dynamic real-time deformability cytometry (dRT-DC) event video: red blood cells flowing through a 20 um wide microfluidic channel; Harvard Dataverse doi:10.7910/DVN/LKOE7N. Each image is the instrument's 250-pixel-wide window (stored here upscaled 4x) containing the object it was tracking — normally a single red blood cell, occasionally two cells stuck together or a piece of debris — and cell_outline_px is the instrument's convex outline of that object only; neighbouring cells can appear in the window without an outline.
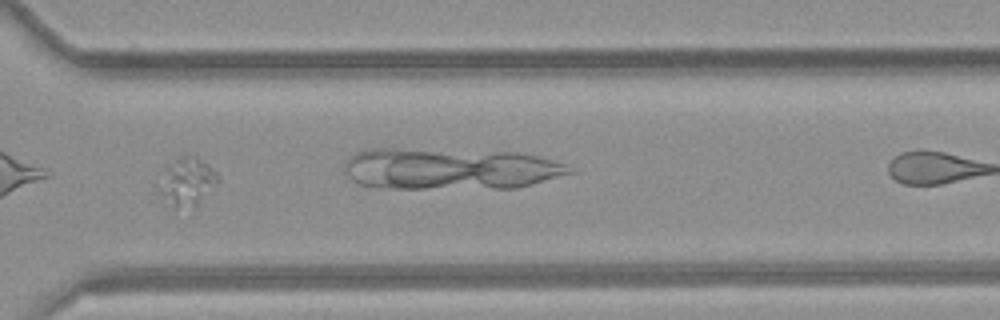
{"species": "common noctule bat (a hibernating species)", "species_latin": "Nyctalus noctula", "temperature_condition": "room temperature", "stored_images_in_passage": 29, "camera_frame_rate_fps": 3000, "um_per_image_px": 0.085, "animal": {"sex": "female", "body_mass_g": 21.9}, "frame": {"image": 1, "passage_image": 21, "time_ms": 6.667, "image_size_px": [1000, 320], "cell_outline_px": [[220, 180], [196, 208], [172, 208], [156, 188], [164, 168], [176, 160], [184, 156], [192, 156], [208, 164], [216, 172]], "centroid_in_image_um": [15.89, 15.51], "position_along_channel_um": 354.7, "area_um2": 16.65}}